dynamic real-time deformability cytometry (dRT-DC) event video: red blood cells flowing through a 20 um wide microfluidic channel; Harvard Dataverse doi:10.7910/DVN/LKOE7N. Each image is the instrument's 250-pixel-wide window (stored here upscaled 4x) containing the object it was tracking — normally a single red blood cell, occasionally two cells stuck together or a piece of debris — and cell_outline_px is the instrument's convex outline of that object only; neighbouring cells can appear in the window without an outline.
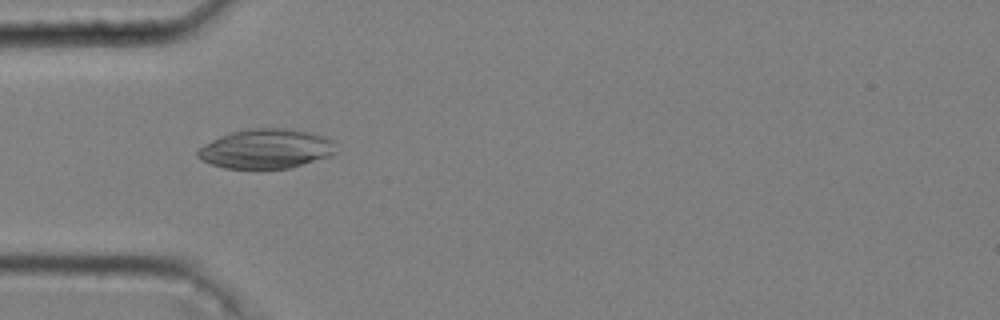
{"species": "common noctule bat (a hibernating species)", "species_latin": "Nyctalus noctula", "temperature_condition": "cold", "stored_images_in_passage": 43, "camera_frame_rate_fps": 3000, "um_per_image_px": 0.085, "animal": {"sex": "male", "body_mass_g": 20.4}, "frame": {"image": 1, "passage_image": 10, "time_ms": 3.0, "image_size_px": [1000, 320], "cell_outline_px": [[340, 152], [328, 156], [288, 168], [224, 168], [212, 164], [196, 156], [196, 148], [220, 136], [232, 132], [248, 128], [288, 128], [312, 132], [336, 140]], "centroid_in_image_um": [22.67, 12.62], "position_along_channel_um": 62.3, "area_um2": 32.14}}
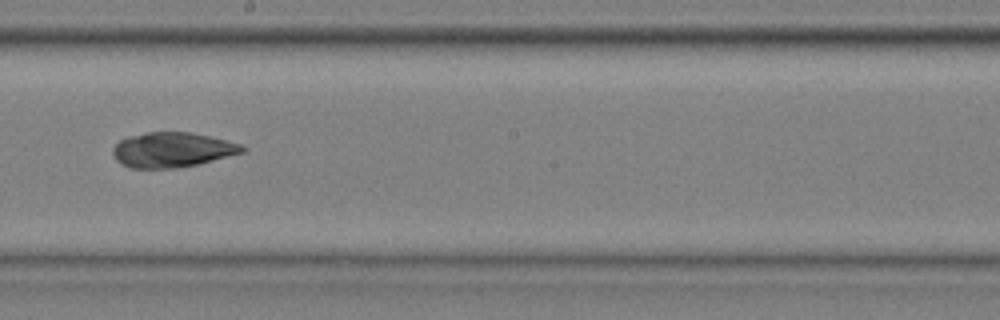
{"frame": {"image": 2, "passage_image": 24, "time_ms": 7.667, "image_size_px": [1000, 320], "cell_outline_px": [[248, 148], [244, 152], [196, 164], [176, 168], [128, 168], [120, 164], [116, 160], [112, 152], [112, 148], [120, 140], [128, 136], [148, 132], [188, 132], [208, 136], [240, 144]], "centroid_in_image_um": [14.59, 12.74], "position_along_channel_um": 233.6, "area_um2": 26.18}}
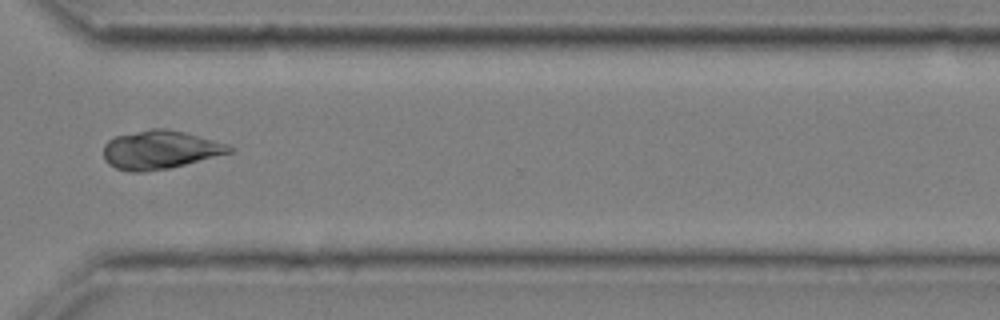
{"frame": {"image": 3, "passage_image": 34, "time_ms": 11.0, "image_size_px": [1000, 320], "cell_outline_px": [[236, 148], [232, 152], [168, 168], [144, 172], [128, 172], [116, 168], [108, 164], [104, 160], [104, 144], [108, 140], [116, 136], [152, 128], [168, 128], [184, 132], [228, 144]], "centroid_in_image_um": [13.58, 12.73], "position_along_channel_um": 357.0, "area_um2": 28.15}, "authors_computed_cell_mechanics": {"area_um2": 27.744, "velocity_mm_per_s": 3.6911, "shape_relaxation_time_tau1_ms": null, "shape_relaxation_time_tau2_ms": 4.313, "deformation_change_tau1": null, "deformation_change_tau2": 0.0764}}